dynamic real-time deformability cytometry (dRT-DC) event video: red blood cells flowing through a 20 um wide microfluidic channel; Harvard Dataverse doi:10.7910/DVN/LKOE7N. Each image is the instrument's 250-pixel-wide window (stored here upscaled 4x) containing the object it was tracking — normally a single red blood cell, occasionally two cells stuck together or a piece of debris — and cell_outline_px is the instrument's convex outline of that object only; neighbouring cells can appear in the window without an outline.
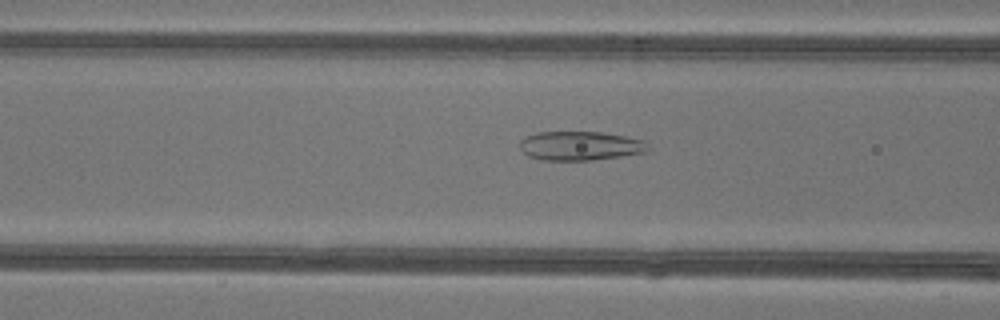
{"species": "common noctule bat (a hibernating species)", "species_latin": "Nyctalus noctula", "temperature_condition": "warm", "stored_images_in_passage": 42, "camera_frame_rate_fps": 3000, "um_per_image_px": 0.085, "animal": {"sex": "female"}, "frame": {"image": 1, "passage_image": 14, "time_ms": 4.333, "image_size_px": [1000, 320], "cell_outline_px": [[652, 148], [644, 152], [620, 156], [592, 160], [540, 160], [528, 156], [520, 148], [520, 140], [536, 132], [604, 132], [644, 140]], "centroid_in_image_um": [49.33, 12.39], "position_along_channel_um": 117.3, "area_um2": 21.73}}
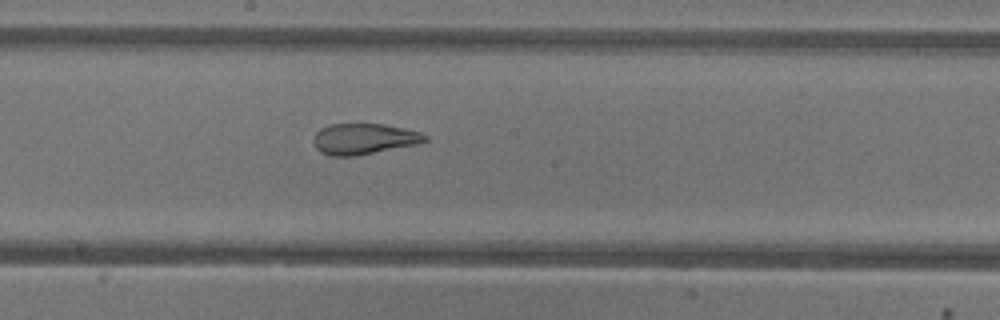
{"frame": {"image": 2, "passage_image": 21, "time_ms": 6.667, "image_size_px": [1000, 320], "cell_outline_px": [[428, 140], [420, 144], [356, 156], [328, 156], [320, 152], [316, 148], [312, 140], [316, 132], [320, 128], [328, 124], [384, 124], [404, 128], [420, 132], [428, 136]], "centroid_in_image_um": [30.93, 11.81], "position_along_channel_um": 217.3, "area_um2": 20.4}}
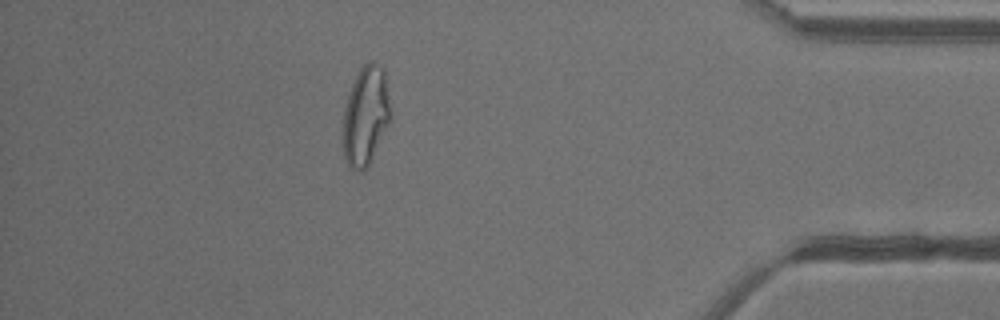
{"frame": {"image": 3, "passage_image": 37, "time_ms": 12.0, "image_size_px": [1000, 320], "cell_outline_px": [[392, 120], [368, 168], [360, 172], [356, 172], [344, 160], [344, 108], [352, 84], [360, 68], [368, 60], [372, 60], [384, 68]], "centroid_in_image_um": [31.11, 9.87], "position_along_channel_um": 404.1, "area_um2": 27.8}, "authors_computed_cell_mechanics": {"area_um2": 25.7499, "velocity_mm_per_s": 4.2617, "shape_relaxation_time_tau1_ms": null, "shape_relaxation_time_tau2_ms": 0.9519, "deformation_change_tau1": null, "deformation_change_tau2": 0.0838}}